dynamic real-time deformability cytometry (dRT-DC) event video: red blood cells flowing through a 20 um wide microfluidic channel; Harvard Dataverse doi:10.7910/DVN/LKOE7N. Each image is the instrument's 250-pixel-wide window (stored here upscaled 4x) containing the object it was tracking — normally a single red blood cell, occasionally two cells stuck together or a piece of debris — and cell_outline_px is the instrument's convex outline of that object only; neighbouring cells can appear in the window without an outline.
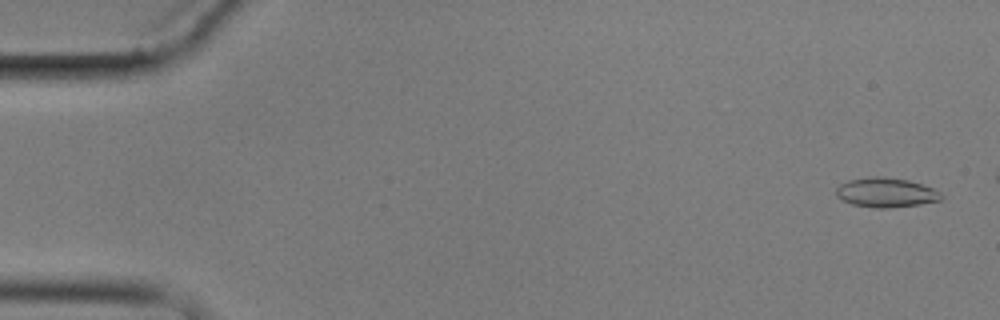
{"species": "common noctule bat (a hibernating species)", "species_latin": "Nyctalus noctula", "temperature_condition": "cold", "stored_images_in_passage": 6, "camera_frame_rate_fps": 3000, "um_per_image_px": 0.085, "animal": {"sex": "male", "body_mass_g": 17.9}, "frame": {"image": 1, "passage_image": 1, "time_ms": 0.0, "image_size_px": [1000, 320], "cell_outline_px": [[944, 196], [940, 200], [920, 204], [884, 208], [876, 208], [852, 204], [840, 200], [836, 196], [836, 188], [840, 184], [848, 180], [872, 176], [880, 176], [908, 180], [932, 188], [940, 192]], "centroid_in_image_um": [75.27, 16.36], "position_along_channel_um": 9.7, "area_um2": 18.03}}